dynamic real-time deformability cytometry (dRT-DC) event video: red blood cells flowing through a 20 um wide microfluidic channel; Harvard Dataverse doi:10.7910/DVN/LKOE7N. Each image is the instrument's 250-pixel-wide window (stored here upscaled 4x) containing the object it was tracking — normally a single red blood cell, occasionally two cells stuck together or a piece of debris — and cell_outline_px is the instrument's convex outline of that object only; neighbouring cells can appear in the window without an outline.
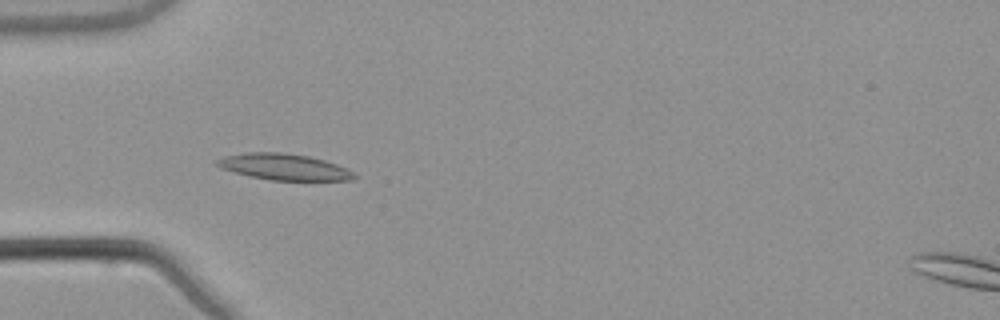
{"species": "common noctule bat (a hibernating species)", "species_latin": "Nyctalus noctula", "temperature_condition": "warm", "stored_images_in_passage": 54, "camera_frame_rate_fps": 3000, "um_per_image_px": 0.085, "animal": {"sex": "male", "body_mass_g": 21.5, "forearm_length_mm": 52.0}, "frame": {"image": 1, "passage_image": 17, "time_ms": 5.333, "image_size_px": [1000, 320], "cell_outline_px": [[356, 176], [352, 180], [268, 180], [248, 176], [220, 168], [216, 164], [216, 160], [224, 156], [244, 152], [280, 152], [308, 156], [324, 160], [336, 164], [352, 172]], "centroid_in_image_um": [24.08, 14.18], "position_along_channel_um": 60.9, "area_um2": 20.87}}
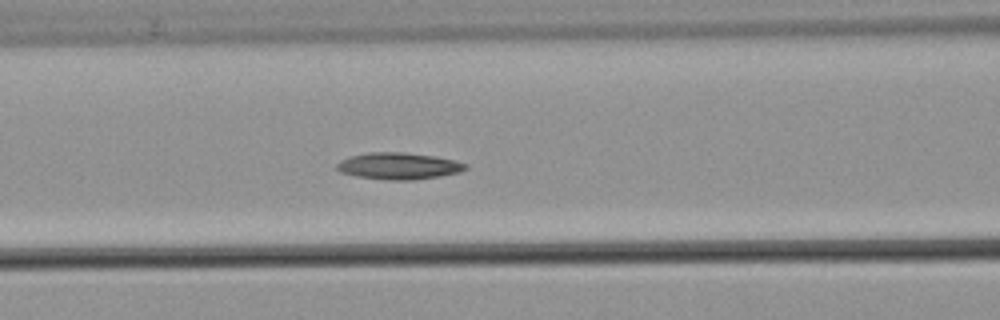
{"frame": {"image": 2, "passage_image": 23, "time_ms": 7.333, "image_size_px": [1000, 320], "cell_outline_px": [[468, 168], [460, 172], [440, 176], [412, 180], [388, 180], [356, 176], [340, 172], [336, 168], [336, 164], [340, 160], [348, 156], [368, 152], [404, 152], [436, 156], [456, 160], [468, 164]], "centroid_in_image_um": [33.89, 14.1], "position_along_channel_um": 132.7, "area_um2": 20.29}}
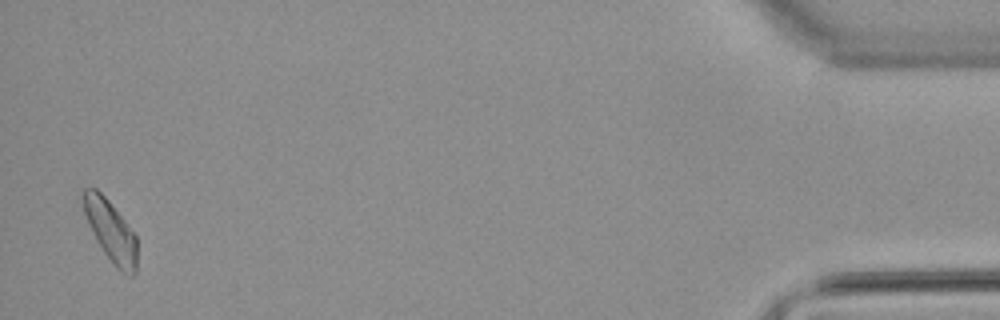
{"frame": {"image": 3, "passage_image": 53, "time_ms": 17.333, "image_size_px": [1000, 320], "cell_outline_px": [[136, 272], [132, 276], [128, 276], [120, 272], [112, 264], [96, 240], [88, 224], [84, 212], [80, 196], [80, 192], [84, 188], [96, 188], [108, 200], [124, 220], [136, 236]], "centroid_in_image_um": [9.37, 19.63], "position_along_channel_um": 425.8, "area_um2": 19.31}}